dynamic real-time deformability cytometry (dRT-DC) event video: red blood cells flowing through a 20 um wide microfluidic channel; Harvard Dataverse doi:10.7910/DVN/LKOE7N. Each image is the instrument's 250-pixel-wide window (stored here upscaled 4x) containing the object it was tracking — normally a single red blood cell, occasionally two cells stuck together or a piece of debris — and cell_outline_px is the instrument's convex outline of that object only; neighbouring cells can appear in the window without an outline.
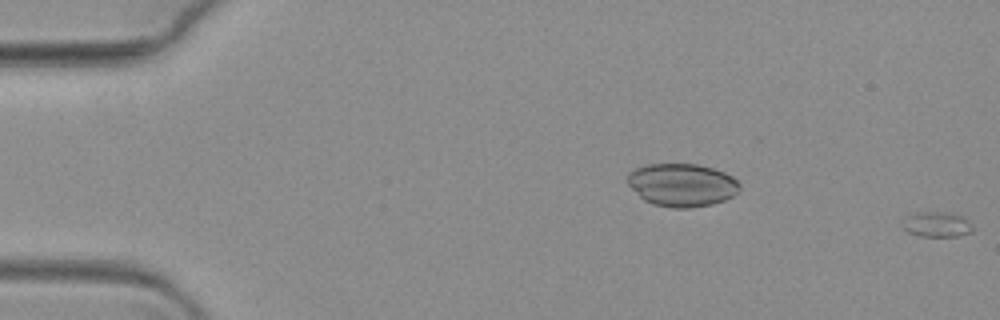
{"species": "common noctule bat (a hibernating species)", "species_latin": "Nyctalus noctula", "temperature_condition": "warm", "stored_images_in_passage": 11, "camera_frame_rate_fps": 3000, "um_per_image_px": 0.085, "animal": {"sex": "female", "body_mass_g": 19.3, "forearm_length_mm": 54.1}, "frame": {"image": 1, "passage_image": 11, "time_ms": 3.333, "image_size_px": [1000, 320], "cell_outline_px": [[976, 228], [972, 232], [960, 236], [920, 236], [908, 232], [904, 228], [908, 216], [916, 212], [952, 212], [964, 216]], "centroid_in_image_um": [79.76, 19.07], "position_along_channel_um": 5.2, "area_um2": 10.35}}